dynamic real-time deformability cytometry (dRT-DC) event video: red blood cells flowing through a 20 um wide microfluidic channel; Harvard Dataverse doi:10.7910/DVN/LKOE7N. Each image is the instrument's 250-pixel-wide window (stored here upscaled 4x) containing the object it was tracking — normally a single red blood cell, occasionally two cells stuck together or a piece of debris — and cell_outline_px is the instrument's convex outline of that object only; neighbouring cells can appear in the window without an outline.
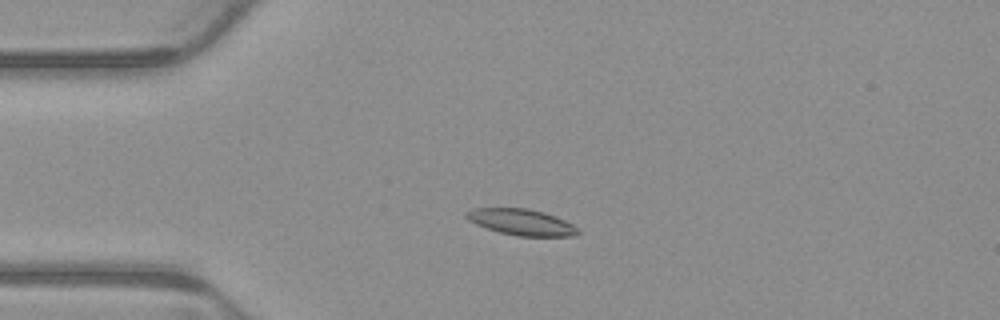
{"species": "common noctule bat (a hibernating species)", "species_latin": "Nyctalus noctula", "temperature_condition": "warm", "stored_images_in_passage": 3, "camera_frame_rate_fps": 3000, "um_per_image_px": 0.085, "animal": {"sex": "male", "body_mass_g": 23.1, "forearm_length_mm": 52.7}, "frame": {"image": 1, "passage_image": 2, "time_ms": 0.333, "image_size_px": [1000, 320], "cell_outline_px": [[580, 232], [576, 236], [520, 236], [500, 232], [476, 224], [468, 220], [464, 216], [464, 212], [472, 208], [528, 208], [544, 212], [556, 216], [580, 228]], "centroid_in_image_um": [44.33, 18.87], "position_along_channel_um": 40.7, "area_um2": 17.11}}